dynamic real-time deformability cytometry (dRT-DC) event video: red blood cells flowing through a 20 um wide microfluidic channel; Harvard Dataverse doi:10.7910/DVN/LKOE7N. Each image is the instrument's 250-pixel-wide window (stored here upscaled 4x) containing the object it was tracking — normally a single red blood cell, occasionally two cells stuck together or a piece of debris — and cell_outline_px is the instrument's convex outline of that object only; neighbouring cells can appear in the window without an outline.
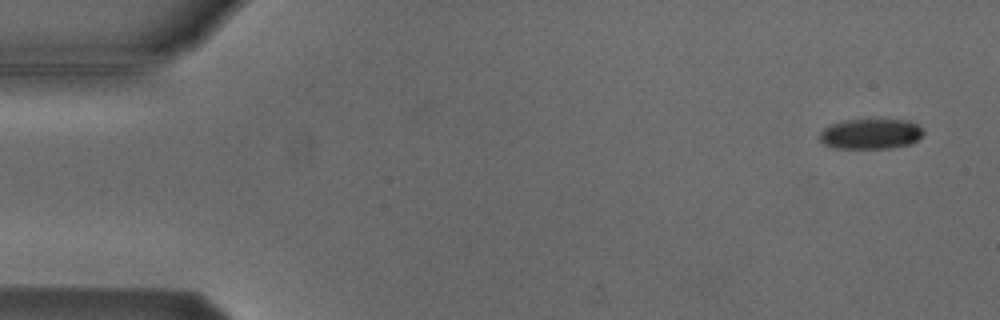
{"species": "Egyptian fruit bat (a non-hibernating species)", "species_latin": "Rousettus aegyptiacus", "temperature_condition": "cold", "stored_images_in_passage": 8, "camera_frame_rate_fps": 3000, "um_per_image_px": 0.085, "animal": {"sex": "male"}, "frame": {"image": 1, "passage_image": 1, "time_ms": 0.0, "image_size_px": [1000, 320], "cell_outline_px": [[924, 132], [912, 144], [888, 148], [836, 148], [824, 144], [820, 140], [820, 132], [824, 128], [832, 124], [844, 120], [908, 120], [916, 124]], "centroid_in_image_um": [73.99, 11.38], "position_along_channel_um": 11.0, "area_um2": 18.09}}
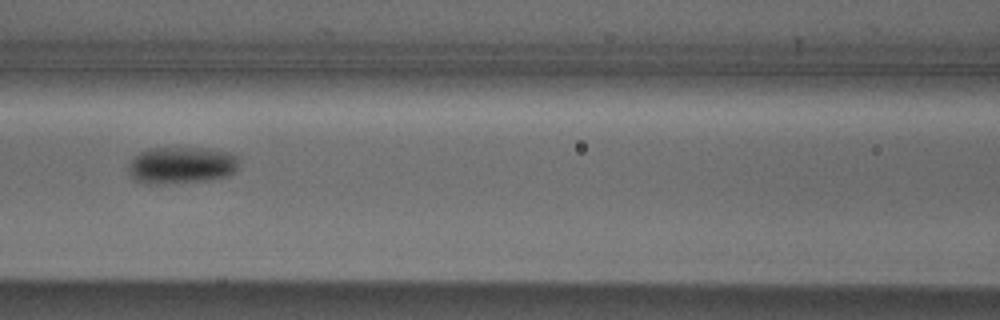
{"frame": {"image": 2, "passage_image": 7, "time_ms": 7.0, "image_size_px": [1000, 320], "cell_outline_px": [[240, 168], [228, 176], [208, 180], [168, 184], [148, 184], [132, 180], [128, 172], [128, 164], [132, 156], [148, 148], [208, 148], [232, 152], [236, 156]], "centroid_in_image_um": [15.4, 14.05], "position_along_channel_um": 151.2, "area_um2": 24.45}}
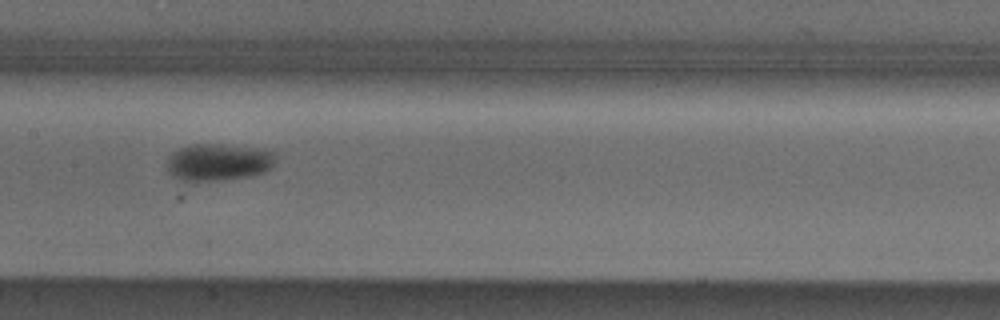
{"frame": {"image": 3, "passage_image": 8, "time_ms": 8.0, "image_size_px": [1000, 320], "cell_outline_px": [[276, 160], [264, 172], [252, 176], [220, 180], [180, 180], [172, 176], [168, 172], [168, 156], [172, 152], [180, 148], [192, 144], [220, 144], [252, 148], [272, 152], [276, 156]], "centroid_in_image_um": [18.52, 13.78], "position_along_channel_um": 188.9, "area_um2": 23.18}}